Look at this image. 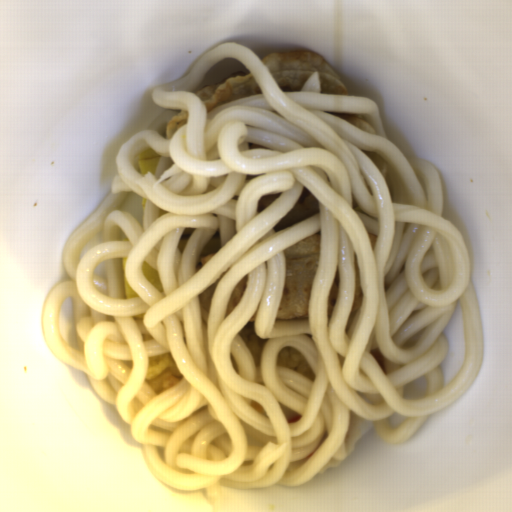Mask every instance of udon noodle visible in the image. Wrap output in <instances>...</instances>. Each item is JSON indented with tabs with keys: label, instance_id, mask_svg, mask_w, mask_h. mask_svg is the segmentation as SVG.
I'll use <instances>...</instances> for the list:
<instances>
[{
	"label": "udon noodle",
	"instance_id": "udon-noodle-1",
	"mask_svg": "<svg viewBox=\"0 0 512 512\" xmlns=\"http://www.w3.org/2000/svg\"><path fill=\"white\" fill-rule=\"evenodd\" d=\"M228 56L263 93L207 113L193 92ZM151 95L188 119L172 137L149 128L119 148L108 196L64 242L70 278L49 290L41 322L50 352L115 406L161 482L204 489L211 502L222 486H300L347 459L351 412L403 444L466 392L484 348L467 246L443 215L439 171L393 143L378 102L322 93L318 71L283 91L231 41ZM336 113L370 119L377 134ZM146 147L161 156L143 176L134 155ZM304 187L318 212L278 232ZM314 233L308 318L275 320L283 249ZM124 256L138 298H124ZM458 301L465 361L444 387L442 330ZM248 322L265 339L260 366L238 336ZM286 345L314 381L277 366ZM168 352L182 377L155 394L148 359ZM280 403L301 419L287 423Z\"/></svg>",
	"mask_w": 512,
	"mask_h": 512
}]
</instances>
